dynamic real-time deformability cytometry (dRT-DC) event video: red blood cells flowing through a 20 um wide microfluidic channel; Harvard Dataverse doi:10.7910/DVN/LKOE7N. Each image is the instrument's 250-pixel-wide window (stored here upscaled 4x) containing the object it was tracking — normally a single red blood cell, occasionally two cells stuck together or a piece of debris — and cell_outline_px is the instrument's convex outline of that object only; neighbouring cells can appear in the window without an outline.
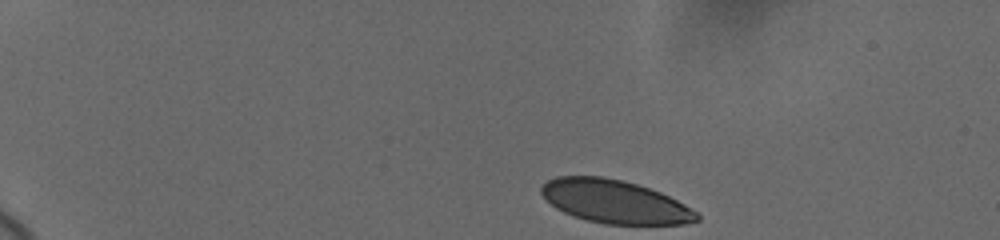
{"species": "human", "species_latin": "Homo sapiens", "temperature_condition": "cold", "stored_images_in_passage": 25, "camera_frame_rate_fps": 3000, "um_per_image_px": 0.085, "donor": {"sex": "female"}, "frame": {"image": 1, "passage_image": 1, "time_ms": 0.0, "image_size_px": [1000, 240], "cell_outline_px": [[700, 220], [684, 224], [604, 224], [572, 216], [556, 208], [540, 192], [540, 188], [548, 180], [556, 176], [604, 176], [624, 180], [660, 192], [684, 204], [696, 212], [700, 216]], "centroid_in_image_um": [52.25, 17.13], "position_along_channel_um": 32.8, "area_um2": 39.02}}
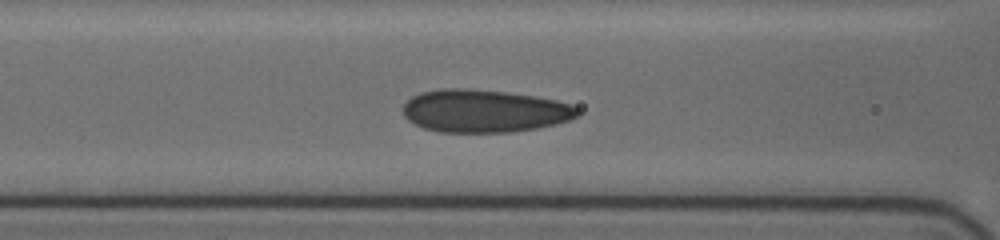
{"frame": {"image": 2, "passage_image": 15, "time_ms": 5.333, "image_size_px": [1000, 240], "cell_outline_px": [[580, 112], [572, 120], [556, 124], [536, 128], [508, 132], [440, 132], [424, 128], [412, 124], [404, 116], [404, 104], [412, 96], [420, 92], [444, 88], [468, 88], [504, 92], [532, 96], [556, 100], [568, 104], [576, 108]], "centroid_in_image_um": [41.13, 9.44], "position_along_channel_um": 125.5, "area_um2": 43.41}}
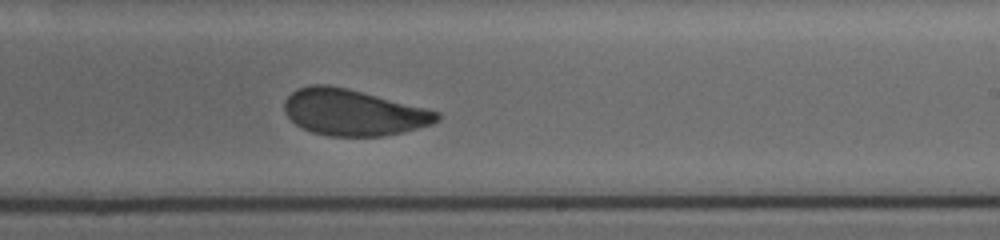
{"frame": {"image": 3, "passage_image": 25, "time_ms": 9.0, "image_size_px": [1000, 240], "cell_outline_px": [[440, 120], [432, 124], [404, 132], [384, 136], [328, 136], [312, 132], [296, 124], [284, 112], [284, 104], [288, 96], [296, 88], [312, 84], [324, 84], [344, 88], [428, 108], [440, 112]], "centroid_in_image_um": [30.05, 9.56], "position_along_channel_um": 259.0, "area_um2": 40.98}}